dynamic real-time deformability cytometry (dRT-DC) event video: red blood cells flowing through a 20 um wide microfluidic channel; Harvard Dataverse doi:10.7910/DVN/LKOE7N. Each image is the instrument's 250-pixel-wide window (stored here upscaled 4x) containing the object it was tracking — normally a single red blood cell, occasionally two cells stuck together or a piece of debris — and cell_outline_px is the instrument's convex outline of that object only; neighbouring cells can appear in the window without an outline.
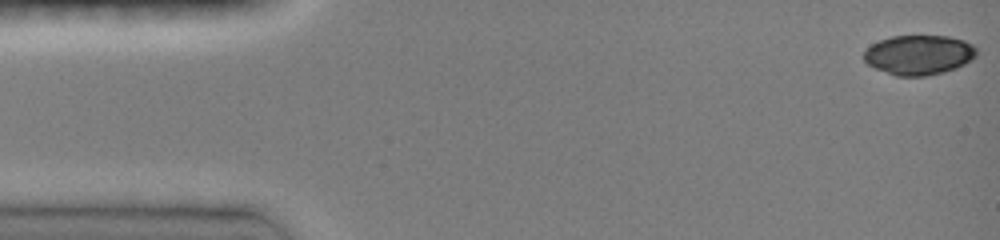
{"species": "common noctule bat (a hibernating species)", "species_latin": "Nyctalus noctula", "temperature_condition": "room temperature", "stored_images_in_passage": 20, "camera_frame_rate_fps": 3000, "um_per_image_px": 0.085, "animal": {"sex": "female", "body_mass_g": 19.0, "forearm_length_mm": 51.5}, "frame": {"image": 1, "passage_image": 1, "time_ms": 0.0, "image_size_px": [1000, 240], "cell_outline_px": [[976, 56], [972, 60], [956, 68], [944, 72], [924, 76], [896, 76], [876, 68], [868, 64], [864, 60], [864, 52], [872, 44], [880, 40], [892, 36], [948, 36], [964, 40], [972, 44], [976, 48]], "centroid_in_image_um": [78.12, 4.66], "position_along_channel_um": 6.9, "area_um2": 26.01}}
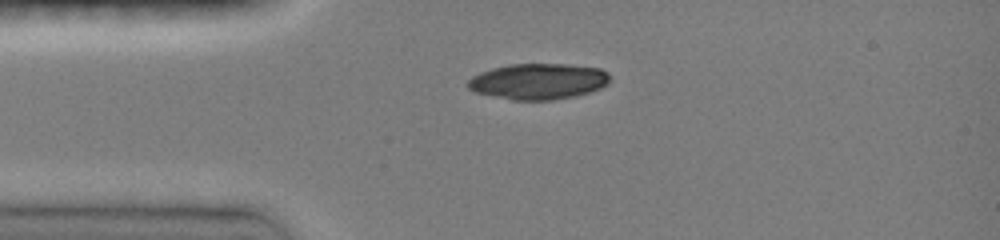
{"frame": {"image": 2, "passage_image": 6, "time_ms": 1.667, "image_size_px": [1000, 240], "cell_outline_px": [[608, 84], [600, 88], [588, 92], [572, 96], [552, 100], [512, 100], [476, 92], [468, 88], [464, 84], [472, 76], [480, 72], [492, 68], [508, 64], [564, 64], [600, 68], [608, 72]], "centroid_in_image_um": [45.71, 6.91], "position_along_channel_um": 39.3, "area_um2": 29.65}}
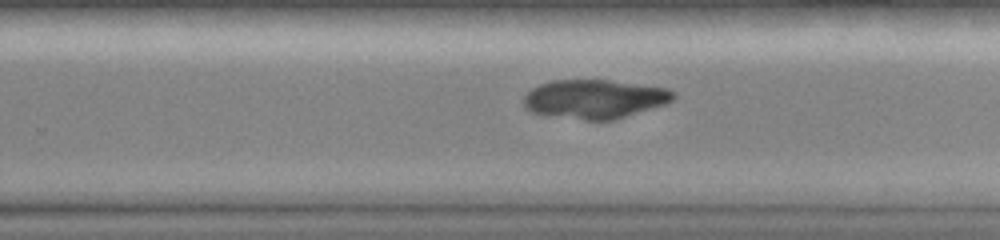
{"frame": {"image": 3, "passage_image": 19, "time_ms": 6.0, "image_size_px": [1000, 240], "cell_outline_px": [[676, 96], [672, 100], [664, 104], [616, 120], [584, 120], [532, 112], [524, 108], [524, 96], [532, 88], [540, 84], [552, 80], [608, 80], [668, 88], [676, 92]], "centroid_in_image_um": [50.56, 8.41], "position_along_channel_um": 279.2, "area_um2": 33.87}}